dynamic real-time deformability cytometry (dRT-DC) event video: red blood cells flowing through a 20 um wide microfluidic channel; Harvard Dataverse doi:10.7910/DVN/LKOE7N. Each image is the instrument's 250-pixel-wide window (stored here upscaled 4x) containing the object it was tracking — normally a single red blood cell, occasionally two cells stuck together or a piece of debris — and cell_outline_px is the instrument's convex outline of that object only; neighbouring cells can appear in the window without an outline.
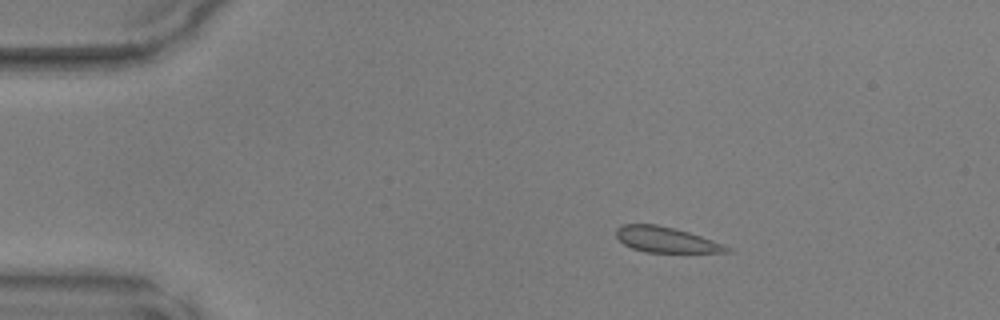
{"species": "common noctule bat (a hibernating species)", "species_latin": "Nyctalus noctula", "temperature_condition": "warm", "stored_images_in_passage": 49, "camera_frame_rate_fps": 3000, "um_per_image_px": 0.085, "animal": {"sex": "male", "body_mass_g": 17.9, "forearm_length_mm": 54.2}, "frame": {"image": 1, "passage_image": 9, "time_ms": 2.667, "image_size_px": [1000, 320], "cell_outline_px": [[736, 252], [644, 252], [632, 248], [624, 244], [616, 236], [616, 228], [620, 224], [656, 224], [676, 228], [736, 248]], "centroid_in_image_um": [56.66, 20.37], "position_along_channel_um": 28.3, "area_um2": 16.65}}
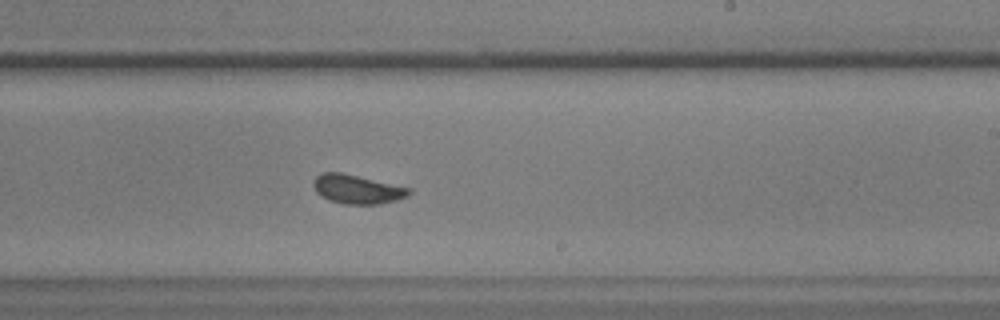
{"frame": {"image": 2, "passage_image": 30, "time_ms": 9.667, "image_size_px": [1000, 320], "cell_outline_px": [[412, 192], [408, 196], [396, 200], [380, 204], [344, 204], [328, 200], [320, 196], [316, 192], [312, 184], [312, 180], [316, 176], [324, 172], [340, 172], [412, 188]], "centroid_in_image_um": [30.34, 16.09], "position_along_channel_um": 258.7, "area_um2": 16.3}}
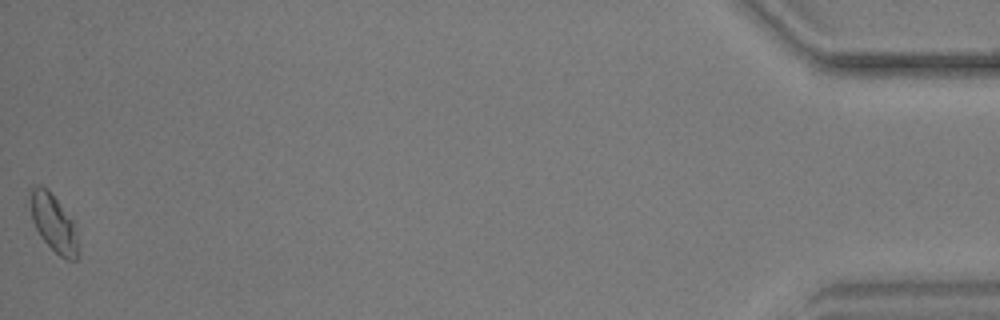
{"frame": {"image": 3, "passage_image": 49, "time_ms": 16.0, "image_size_px": [1000, 320], "cell_outline_px": [[80, 256], [76, 260], [68, 260], [60, 256], [40, 236], [32, 220], [28, 204], [28, 188], [40, 184], [48, 188], [72, 220], [76, 232], [80, 248]], "centroid_in_image_um": [4.53, 18.93], "position_along_channel_um": 430.7, "area_um2": 16.53}}